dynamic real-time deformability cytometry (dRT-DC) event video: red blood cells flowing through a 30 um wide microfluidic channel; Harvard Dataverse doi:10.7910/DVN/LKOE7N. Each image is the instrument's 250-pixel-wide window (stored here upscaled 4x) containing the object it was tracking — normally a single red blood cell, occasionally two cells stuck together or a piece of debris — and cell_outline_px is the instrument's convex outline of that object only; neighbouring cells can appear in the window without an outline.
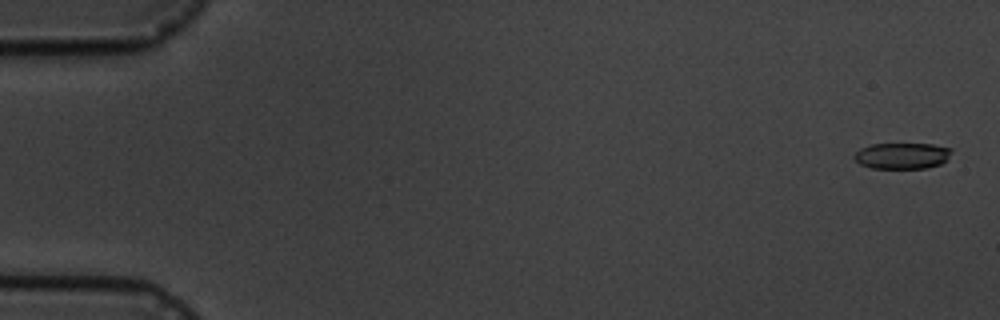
{"species": "common noctule bat (a hibernating species)", "species_latin": "Nyctalus noctula", "temperature_condition": "cold", "stored_images_in_passage": 10, "camera_frame_rate_fps": 3000, "um_per_image_px": 0.085, "animal": {"sex": "male", "body_mass_g": 19.5, "forearm_length_mm": 54.6}, "frame": {"image": 1, "passage_image": 1, "time_ms": 0.0, "image_size_px": [1000, 320], "cell_outline_px": [[952, 148], [948, 160], [940, 164], [928, 168], [872, 168], [860, 164], [852, 156], [860, 148], [872, 144], [932, 144]], "centroid_in_image_um": [76.69, 13.24], "position_along_channel_um": 8.3, "area_um2": 14.85}}
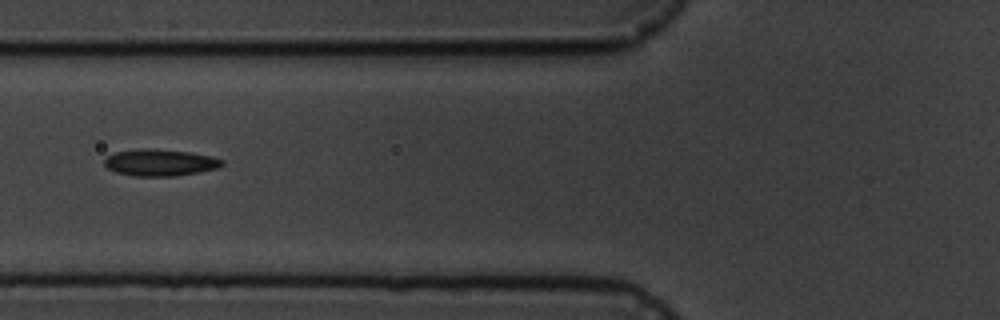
{"frame": {"image": 2, "passage_image": 7, "time_ms": 7.0, "image_size_px": [1000, 320], "cell_outline_px": [[224, 164], [216, 168], [176, 176], [136, 176], [116, 172], [108, 168], [104, 164], [104, 160], [108, 156], [116, 152], [144, 148], [148, 148], [188, 152], [212, 156], [224, 160]], "centroid_in_image_um": [13.6, 13.82], "position_along_channel_um": 112.2, "area_um2": 18.09}}
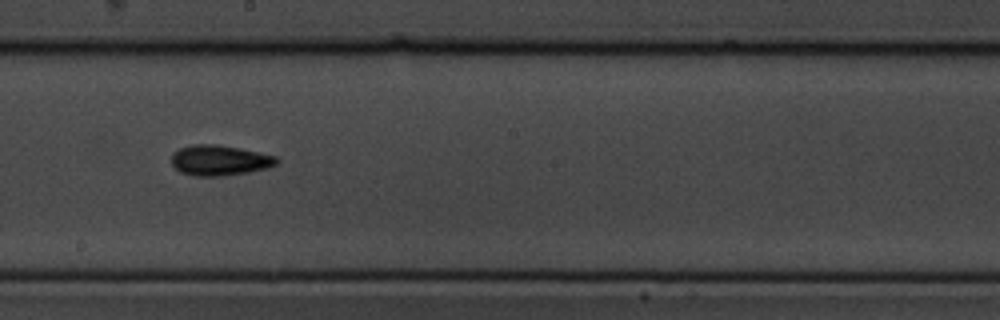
{"frame": {"image": 3, "passage_image": 10, "time_ms": 10.333, "image_size_px": [1000, 320], "cell_outline_px": [[280, 160], [276, 164], [268, 168], [248, 172], [224, 176], [196, 176], [180, 172], [172, 164], [172, 152], [180, 148], [192, 144], [216, 144], [240, 148], [260, 152], [276, 156]], "centroid_in_image_um": [18.68, 13.62], "position_along_channel_um": 229.5, "area_um2": 18.79}}